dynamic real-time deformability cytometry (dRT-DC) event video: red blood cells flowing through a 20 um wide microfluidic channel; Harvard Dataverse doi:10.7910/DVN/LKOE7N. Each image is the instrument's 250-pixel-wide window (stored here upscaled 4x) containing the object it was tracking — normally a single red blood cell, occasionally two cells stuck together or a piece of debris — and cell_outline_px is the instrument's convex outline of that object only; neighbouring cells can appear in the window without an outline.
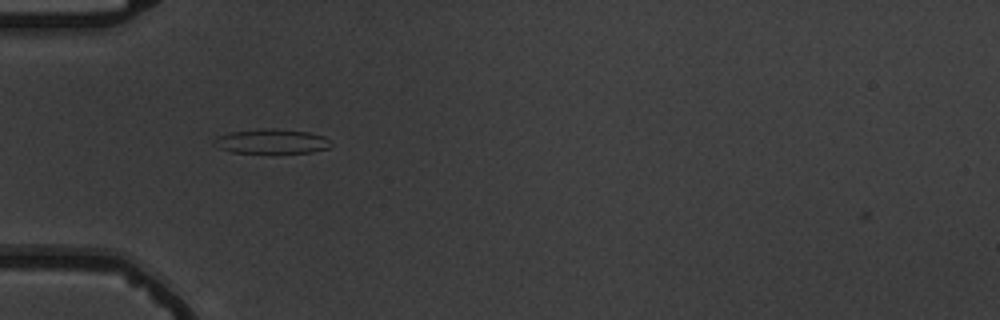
{"species": "common noctule bat (a hibernating species)", "species_latin": "Nyctalus noctula", "temperature_condition": "warm", "stored_images_in_passage": 5, "camera_frame_rate_fps": 3000, "um_per_image_px": 0.085, "animal": {"sex": "male", "body_mass_g": 19.5, "forearm_length_mm": 54.6}, "frame": {"image": 1, "passage_image": 1, "time_ms": 0.0, "image_size_px": [1000, 320], "cell_outline_px": [[332, 148], [312, 152], [232, 152], [216, 148], [212, 144], [212, 140], [216, 136], [228, 132], [268, 128], [272, 128], [308, 132], [324, 136], [332, 144]], "centroid_in_image_um": [23.04, 12.01], "position_along_channel_um": 62.0, "area_um2": 16.82}}
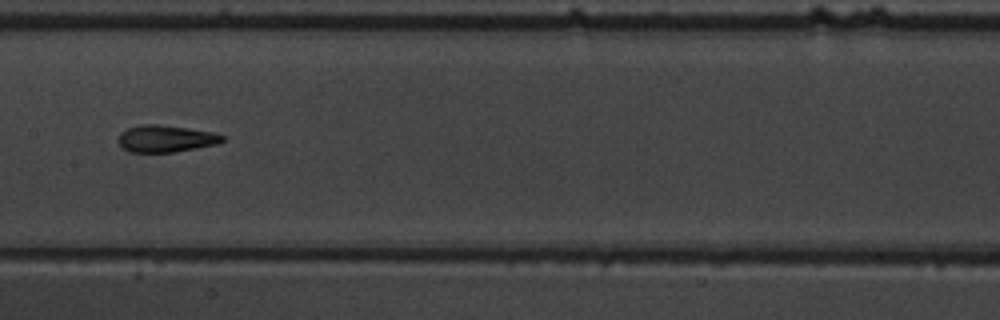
{"frame": {"image": 2, "passage_image": 4, "time_ms": 3.667, "image_size_px": [1000, 320], "cell_outline_px": [[224, 140], [216, 144], [196, 148], [172, 152], [128, 152], [116, 140], [120, 132], [128, 128], [140, 124], [160, 124], [188, 128], [212, 132], [224, 136]], "centroid_in_image_um": [14.04, 11.78], "position_along_channel_um": 193.4, "area_um2": 16.36}}
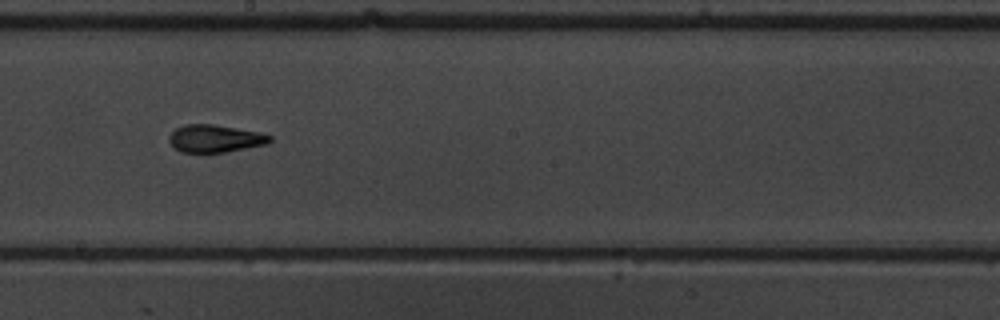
{"frame": {"image": 3, "passage_image": 5, "time_ms": 4.667, "image_size_px": [1000, 320], "cell_outline_px": [[272, 140], [268, 144], [224, 152], [180, 152], [168, 140], [168, 136], [176, 128], [184, 124], [212, 124], [260, 132], [272, 136]], "centroid_in_image_um": [18.29, 11.77], "position_along_channel_um": 229.9, "area_um2": 16.13}}